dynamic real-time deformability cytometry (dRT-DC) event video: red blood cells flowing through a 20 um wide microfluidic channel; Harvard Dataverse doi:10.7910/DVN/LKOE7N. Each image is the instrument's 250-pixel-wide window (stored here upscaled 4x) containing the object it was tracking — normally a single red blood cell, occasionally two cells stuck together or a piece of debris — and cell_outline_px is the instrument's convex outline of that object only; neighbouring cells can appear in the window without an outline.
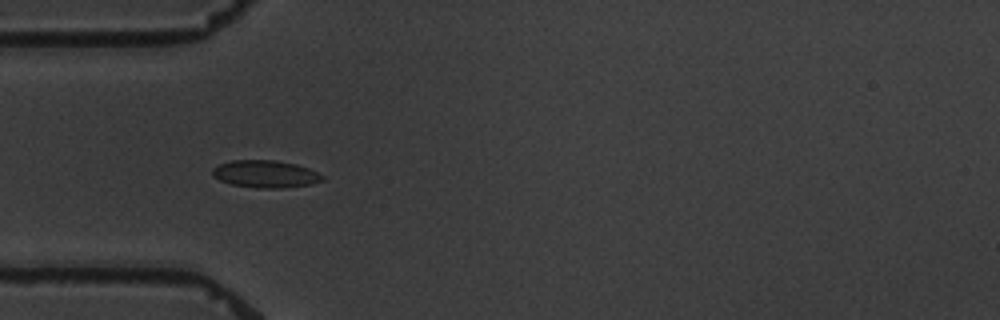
{"species": "common noctule bat (a hibernating species)", "species_latin": "Nyctalus noctula", "temperature_condition": "warm", "stored_images_in_passage": 7, "camera_frame_rate_fps": 3000, "um_per_image_px": 0.085, "animal": {"sex": "male", "body_mass_g": 19.5, "forearm_length_mm": 54.6}, "frame": {"image": 1, "passage_image": 5, "time_ms": 5.333, "image_size_px": [1000, 320], "cell_outline_px": [[324, 180], [312, 184], [280, 188], [256, 188], [232, 184], [220, 180], [212, 176], [212, 168], [220, 164], [232, 160], [276, 160], [296, 164], [308, 168], [324, 176]], "centroid_in_image_um": [22.56, 14.79], "position_along_channel_um": 62.4, "area_um2": 17.51}}
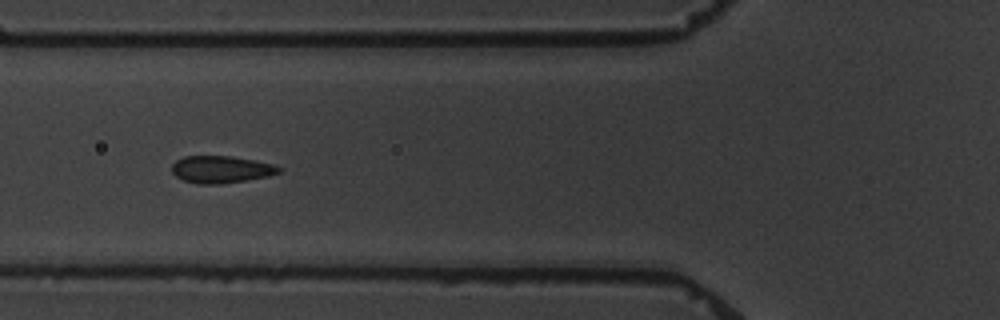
{"frame": {"image": 2, "passage_image": 6, "time_ms": 6.667, "image_size_px": [1000, 320], "cell_outline_px": [[284, 168], [280, 172], [268, 176], [220, 184], [196, 184], [184, 180], [176, 176], [172, 172], [172, 164], [176, 160], [184, 156], [232, 156], [276, 164]], "centroid_in_image_um": [18.81, 14.39], "position_along_channel_um": 107.0, "area_um2": 17.05}}
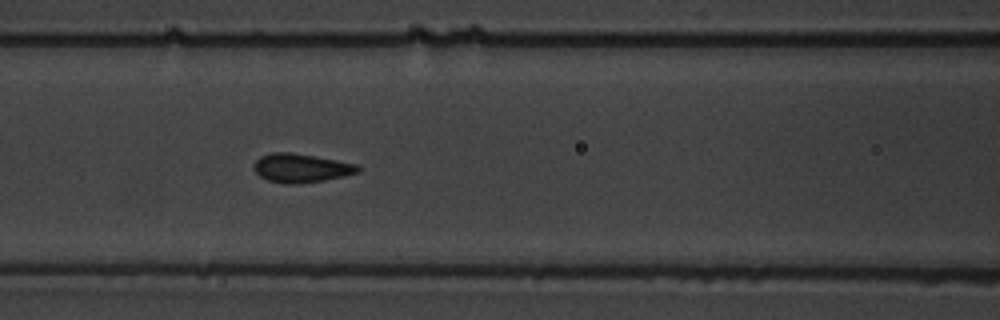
{"frame": {"image": 3, "passage_image": 7, "time_ms": 7.667, "image_size_px": [1000, 320], "cell_outline_px": [[360, 172], [344, 176], [324, 180], [296, 184], [284, 184], [268, 180], [260, 176], [252, 168], [252, 164], [260, 156], [272, 152], [292, 152], [336, 160], [356, 164], [360, 168]], "centroid_in_image_um": [25.55, 14.28], "position_along_channel_um": 141.0, "area_um2": 17.51}}